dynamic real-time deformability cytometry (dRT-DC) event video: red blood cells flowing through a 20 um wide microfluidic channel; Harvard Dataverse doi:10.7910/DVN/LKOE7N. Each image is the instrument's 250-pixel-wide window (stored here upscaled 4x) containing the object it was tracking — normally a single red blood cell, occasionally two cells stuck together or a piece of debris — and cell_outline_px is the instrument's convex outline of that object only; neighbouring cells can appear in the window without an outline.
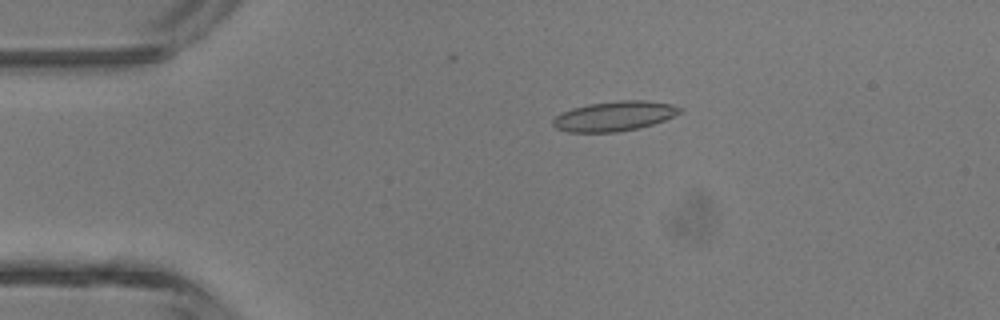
{"species": "common noctule bat (a hibernating species)", "species_latin": "Nyctalus noctula", "temperature_condition": "room temperature", "stored_images_in_passage": 4, "camera_frame_rate_fps": 3000, "um_per_image_px": 0.085, "animal": {"sex": "male", "body_mass_g": 13.3}, "frame": {"image": 1, "passage_image": 2, "time_ms": 2.0, "image_size_px": [1000, 320], "cell_outline_px": [[684, 112], [664, 120], [640, 128], [616, 132], [568, 132], [556, 128], [552, 124], [552, 120], [556, 116], [572, 108], [588, 104], [620, 100], [644, 100], [672, 104], [684, 108]], "centroid_in_image_um": [52.26, 9.87], "position_along_channel_um": 32.7, "area_um2": 22.14}}